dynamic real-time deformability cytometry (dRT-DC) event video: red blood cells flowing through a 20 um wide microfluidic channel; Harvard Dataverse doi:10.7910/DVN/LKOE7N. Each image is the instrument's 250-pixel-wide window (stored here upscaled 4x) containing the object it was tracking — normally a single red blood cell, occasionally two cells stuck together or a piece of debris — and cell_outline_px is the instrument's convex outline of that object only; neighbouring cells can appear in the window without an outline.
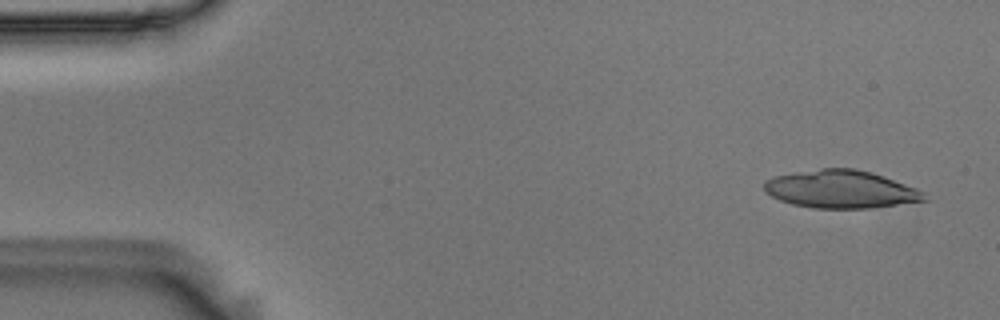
{"species": "Egyptian fruit bat (a non-hibernating species)", "species_latin": "Rousettus aegyptiacus", "temperature_condition": "room temperature", "stored_images_in_passage": 16, "camera_frame_rate_fps": 3000, "um_per_image_px": 0.085, "animal": {"sex": "male"}, "frame": {"image": 1, "passage_image": 3, "time_ms": 0.667, "image_size_px": [1000, 320], "cell_outline_px": [[928, 200], [868, 208], [812, 208], [792, 204], [780, 200], [764, 192], [764, 180], [776, 176], [796, 172], [820, 168], [856, 168], [872, 172], [884, 176], [916, 188], [924, 192]], "centroid_in_image_um": [71.46, 16.08], "position_along_channel_um": 13.5, "area_um2": 35.32}}